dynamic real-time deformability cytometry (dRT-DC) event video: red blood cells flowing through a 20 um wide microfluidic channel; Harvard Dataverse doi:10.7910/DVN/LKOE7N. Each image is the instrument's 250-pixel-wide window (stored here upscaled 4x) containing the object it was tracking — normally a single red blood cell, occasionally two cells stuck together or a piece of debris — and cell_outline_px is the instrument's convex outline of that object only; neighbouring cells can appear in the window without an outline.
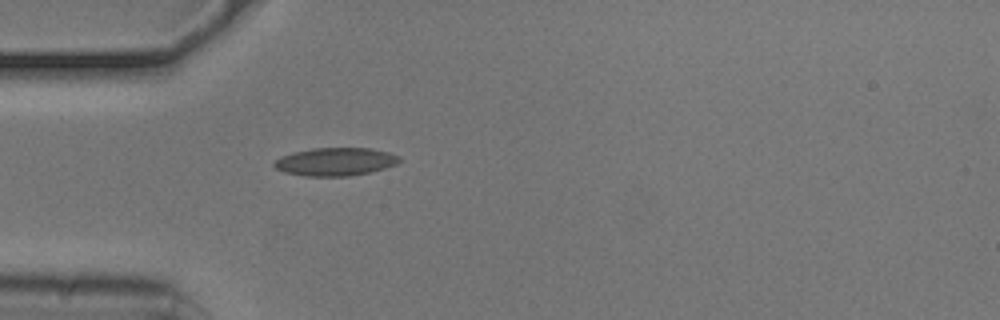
{"species": "common noctule bat (a hibernating species)", "species_latin": "Nyctalus noctula", "temperature_condition": "cold", "stored_images_in_passage": 9, "camera_frame_rate_fps": 3000, "um_per_image_px": 0.085, "animal": {"sex": "male", "body_mass_g": 20.5, "forearm_length_mm": 52.5}, "frame": {"image": 1, "passage_image": 1, "time_ms": 0.0, "image_size_px": [1000, 320], "cell_outline_px": [[400, 160], [396, 164], [384, 168], [368, 172], [348, 176], [304, 176], [284, 172], [276, 168], [272, 164], [280, 156], [292, 152], [312, 148], [372, 148], [388, 152], [400, 156]], "centroid_in_image_um": [28.48, 13.73], "position_along_channel_um": 56.5, "area_um2": 20.46}}
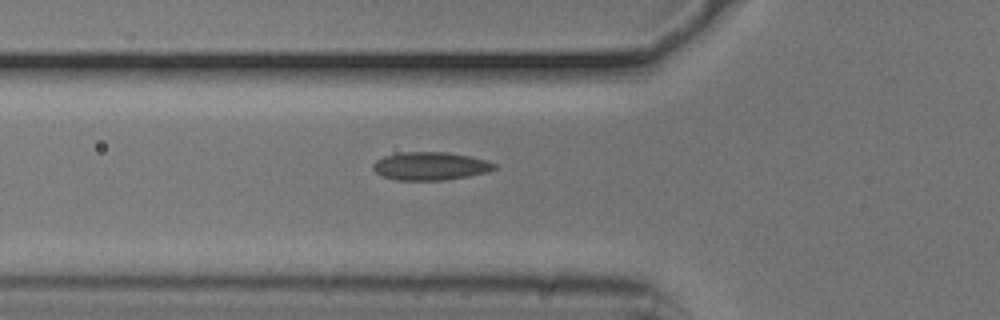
{"frame": {"image": 2, "passage_image": 4, "time_ms": 1.0, "image_size_px": [1000, 320], "cell_outline_px": [[496, 168], [488, 172], [468, 176], [444, 180], [396, 180], [384, 176], [376, 172], [372, 168], [372, 164], [376, 160], [384, 156], [400, 152], [448, 152], [472, 156], [488, 160], [496, 164]], "centroid_in_image_um": [36.6, 14.11], "position_along_channel_um": 89.2, "area_um2": 20.0}}